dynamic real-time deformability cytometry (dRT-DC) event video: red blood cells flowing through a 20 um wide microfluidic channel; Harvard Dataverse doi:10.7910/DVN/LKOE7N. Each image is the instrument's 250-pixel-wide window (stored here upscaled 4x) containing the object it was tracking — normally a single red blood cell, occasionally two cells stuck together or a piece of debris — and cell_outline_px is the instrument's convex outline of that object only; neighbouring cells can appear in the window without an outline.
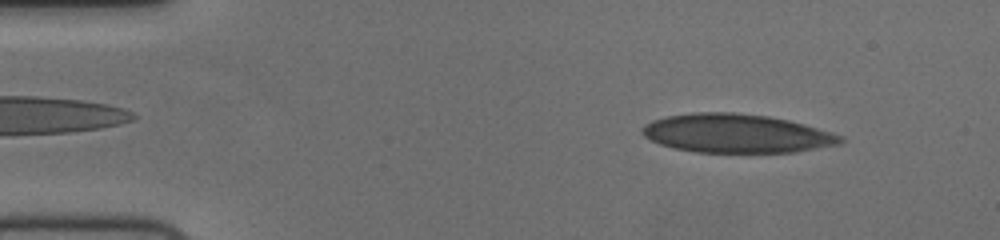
{"species": "human", "species_latin": "Homo sapiens", "temperature_condition": "cold", "stored_images_in_passage": 53, "camera_frame_rate_fps": 3000, "um_per_image_px": 0.085, "donor": {"sex": "female"}, "frame": {"image": 1, "passage_image": 5, "time_ms": 1.333, "image_size_px": [1000, 240], "cell_outline_px": [[844, 140], [840, 144], [792, 152], [696, 152], [676, 148], [660, 144], [644, 136], [644, 128], [652, 120], [668, 116], [696, 112], [732, 112], [768, 116], [788, 120], [816, 128], [840, 136]], "centroid_in_image_um": [62.59, 11.34], "position_along_channel_um": 22.4, "area_um2": 43.93}}
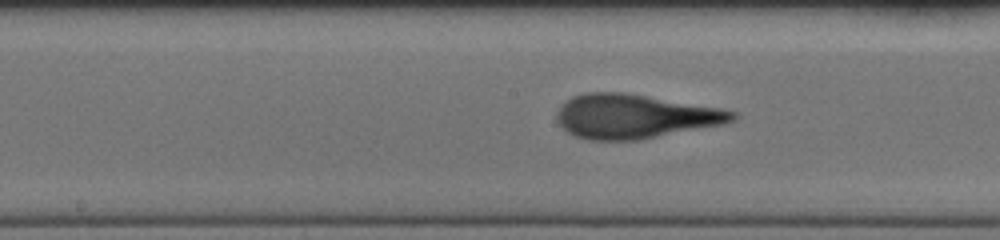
{"frame": {"image": 2, "passage_image": 26, "time_ms": 8.333, "image_size_px": [1000, 240], "cell_outline_px": [[740, 116], [732, 120], [720, 124], [640, 140], [588, 140], [576, 136], [568, 132], [556, 120], [556, 112], [572, 96], [584, 92], [624, 92], [720, 108], [736, 112]], "centroid_in_image_um": [53.91, 9.89], "position_along_channel_um": 194.3, "area_um2": 44.8}}
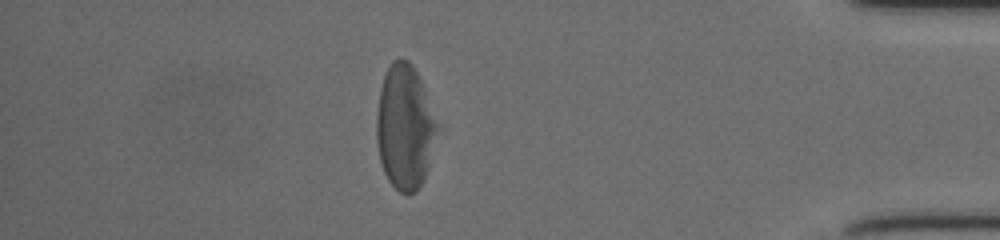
{"frame": {"image": 3, "passage_image": 46, "time_ms": 15.0, "image_size_px": [1000, 240], "cell_outline_px": [[436, 128], [428, 168], [416, 192], [408, 196], [400, 192], [388, 180], [384, 172], [380, 160], [376, 140], [376, 116], [380, 88], [384, 76], [392, 60], [400, 56], [408, 60], [412, 64], [424, 88], [436, 124]], "centroid_in_image_um": [34.36, 10.8], "position_along_channel_um": 400.8, "area_um2": 43.41}, "authors_computed_cell_mechanics": {"area_um2": 44.3904, "velocity_mm_per_s": 3.7154, "shape_relaxation_time_tau1_ms": 7.5323, "shape_relaxation_time_tau2_ms": 1.0454, "deformation_change_tau1": 0.2418, "deformation_change_tau2": 0.0808}}